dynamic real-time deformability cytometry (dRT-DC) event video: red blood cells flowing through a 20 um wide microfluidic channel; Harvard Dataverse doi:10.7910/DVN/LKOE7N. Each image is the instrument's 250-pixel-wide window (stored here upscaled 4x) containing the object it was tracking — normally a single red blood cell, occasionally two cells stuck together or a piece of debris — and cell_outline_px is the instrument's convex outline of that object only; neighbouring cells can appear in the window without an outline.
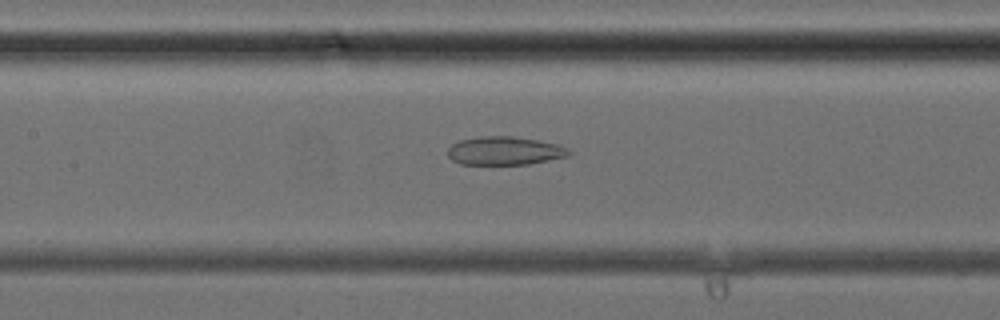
{"species": "common noctule bat (a hibernating species)", "species_latin": "Nyctalus noctula", "temperature_condition": "cold", "stored_images_in_passage": 34, "camera_frame_rate_fps": 3000, "um_per_image_px": 0.085, "animal": {"sex": "female", "body_mass_g": 24.6, "forearm_length_mm": 56.2}, "frame": {"image": 1, "passage_image": 18, "time_ms": 5.667, "image_size_px": [1000, 320], "cell_outline_px": [[572, 152], [568, 156], [528, 164], [460, 164], [452, 160], [448, 156], [448, 148], [452, 144], [460, 140], [480, 136], [512, 136], [536, 140], [556, 144], [568, 148]], "centroid_in_image_um": [42.87, 12.82], "position_along_channel_um": 164.5, "area_um2": 19.94}}
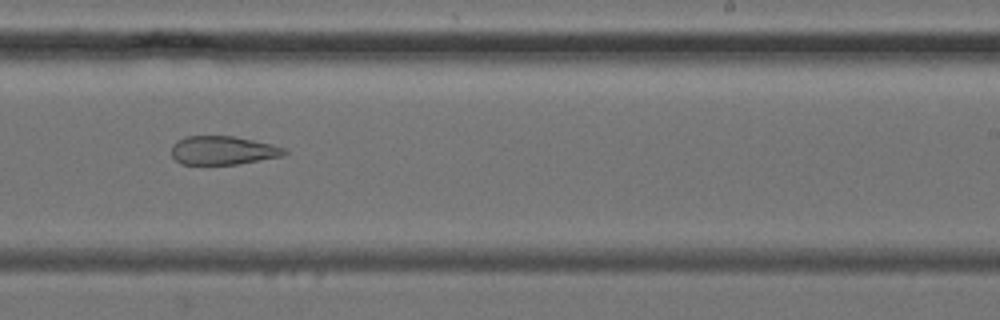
{"frame": {"image": 2, "passage_image": 24, "time_ms": 7.667, "image_size_px": [1000, 320], "cell_outline_px": [[288, 152], [284, 156], [236, 164], [180, 164], [172, 156], [172, 144], [184, 136], [232, 136], [272, 144], [288, 148]], "centroid_in_image_um": [18.97, 12.78], "position_along_channel_um": 270.0, "area_um2": 18.9}}
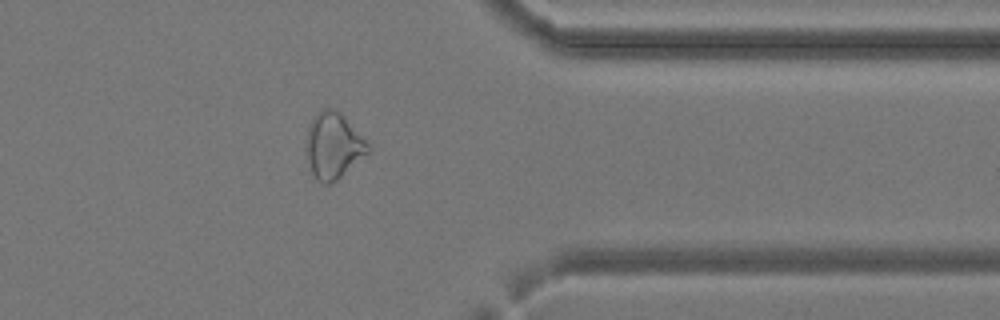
{"frame": {"image": 3, "passage_image": 31, "time_ms": 10.0, "image_size_px": [1000, 320], "cell_outline_px": [[372, 148], [368, 152], [336, 180], [328, 184], [320, 184], [316, 180], [312, 172], [304, 148], [308, 128], [316, 112], [324, 108], [336, 108], [344, 116]], "centroid_in_image_um": [28.29, 12.37], "position_along_channel_um": 383.1, "area_um2": 23.64}}